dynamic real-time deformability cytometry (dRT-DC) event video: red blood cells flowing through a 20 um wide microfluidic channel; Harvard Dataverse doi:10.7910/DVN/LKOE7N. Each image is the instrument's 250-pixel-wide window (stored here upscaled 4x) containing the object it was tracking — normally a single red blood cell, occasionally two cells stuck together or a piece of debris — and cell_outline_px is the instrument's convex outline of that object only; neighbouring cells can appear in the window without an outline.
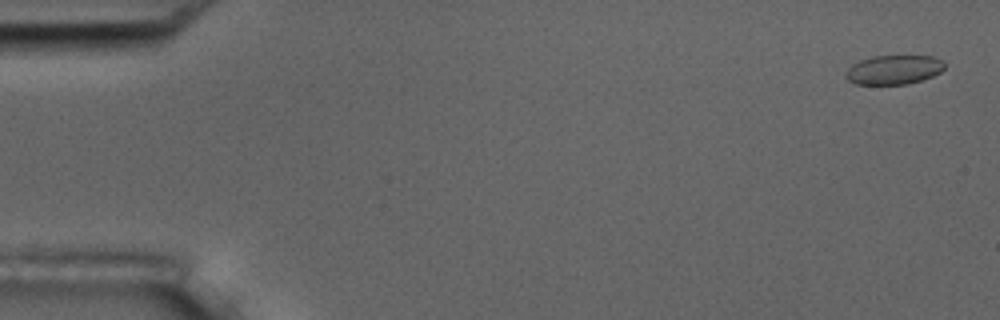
{"species": "common noctule bat (a hibernating species)", "species_latin": "Nyctalus noctula", "temperature_condition": "room temperature", "stored_images_in_passage": 6, "segment_of_instrument_passage": [1, 2], "camera_frame_rate_fps": 3000, "um_per_image_px": 0.085, "animal": {"sex": "male", "body_mass_g": 17.5, "forearm_length_mm": 52.3}, "frame": {"image": 1, "passage_image": 1, "time_ms": 0.0, "image_size_px": [1000, 320], "cell_outline_px": [[944, 68], [940, 72], [932, 76], [908, 84], [856, 84], [848, 80], [844, 76], [844, 72], [852, 64], [860, 60], [872, 56], [932, 56], [944, 60]], "centroid_in_image_um": [75.95, 5.92], "position_along_channel_um": 9.1, "area_um2": 16.88}}